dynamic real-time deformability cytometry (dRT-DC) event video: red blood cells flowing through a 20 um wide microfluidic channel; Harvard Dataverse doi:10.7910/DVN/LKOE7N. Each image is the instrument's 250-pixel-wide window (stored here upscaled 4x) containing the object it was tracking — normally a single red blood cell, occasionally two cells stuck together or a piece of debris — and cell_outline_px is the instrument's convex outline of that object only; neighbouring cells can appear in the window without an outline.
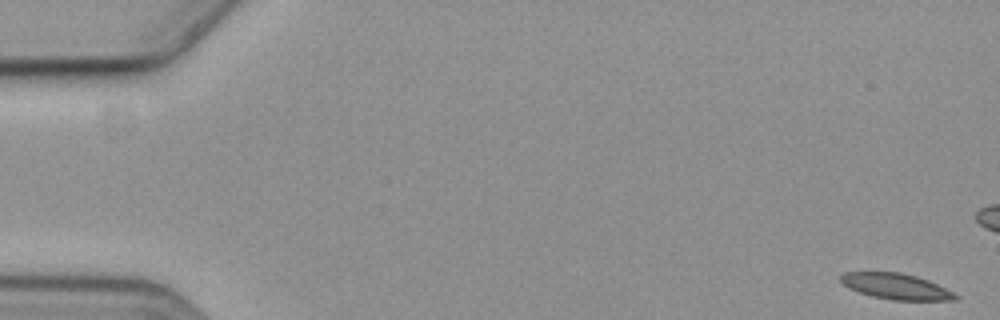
{"species": "common noctule bat (a hibernating species)", "species_latin": "Nyctalus noctula", "temperature_condition": "cold", "stored_images_in_passage": 7, "camera_frame_rate_fps": 3000, "um_per_image_px": 0.085, "animal": {"sex": "female", "body_mass_g": 19.3, "forearm_length_mm": 54.1}, "frame": {"image": 1, "passage_image": 1, "time_ms": 0.0, "image_size_px": [1000, 320], "cell_outline_px": [[960, 296], [956, 300], [892, 300], [872, 296], [848, 288], [840, 284], [840, 276], [844, 272], [900, 272], [916, 276], [928, 280]], "centroid_in_image_um": [76.12, 24.34], "position_along_channel_um": 8.9, "area_um2": 17.22}}